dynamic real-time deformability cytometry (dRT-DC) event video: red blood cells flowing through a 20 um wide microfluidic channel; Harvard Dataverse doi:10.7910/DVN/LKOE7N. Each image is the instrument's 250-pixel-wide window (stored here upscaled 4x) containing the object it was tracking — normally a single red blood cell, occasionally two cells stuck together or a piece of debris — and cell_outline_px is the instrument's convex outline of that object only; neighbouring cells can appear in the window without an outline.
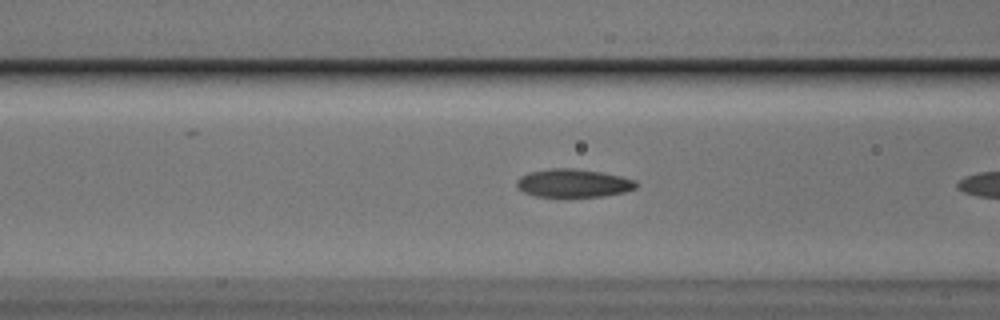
{"species": "Egyptian fruit bat (a non-hibernating species)", "species_latin": "Rousettus aegyptiacus", "temperature_condition": "cold", "stored_images_in_passage": 8, "camera_frame_rate_fps": 3000, "um_per_image_px": 0.085, "animal": {"sex": "male"}, "frame": {"image": 1, "passage_image": 7, "time_ms": 2.0, "image_size_px": [1000, 320], "cell_outline_px": [[636, 188], [624, 192], [604, 196], [536, 196], [524, 192], [516, 184], [516, 180], [520, 176], [528, 172], [552, 168], [572, 168], [600, 172], [620, 176], [636, 180]], "centroid_in_image_um": [48.72, 15.56], "position_along_channel_um": 117.9, "area_um2": 19.42}}